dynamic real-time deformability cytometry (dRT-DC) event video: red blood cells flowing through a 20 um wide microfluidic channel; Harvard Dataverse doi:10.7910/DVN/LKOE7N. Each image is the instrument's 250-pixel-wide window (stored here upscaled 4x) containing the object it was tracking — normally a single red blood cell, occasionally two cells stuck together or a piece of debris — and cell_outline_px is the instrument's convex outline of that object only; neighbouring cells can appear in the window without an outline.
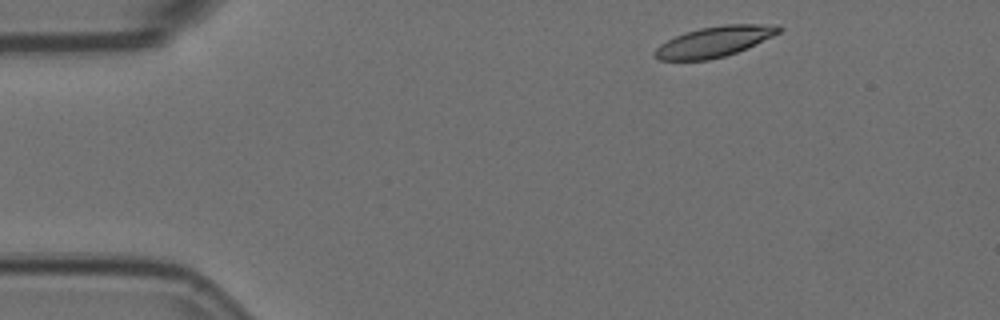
{"species": "Egyptian fruit bat (a non-hibernating species)", "species_latin": "Rousettus aegyptiacus", "temperature_condition": "room temperature", "stored_images_in_passage": 12, "camera_frame_rate_fps": 3000, "um_per_image_px": 0.085, "animal": {"sex": "female"}, "frame": {"image": 1, "passage_image": 1, "time_ms": 0.0, "image_size_px": [1000, 320], "cell_outline_px": [[784, 28], [780, 32], [772, 36], [736, 52], [724, 56], [708, 60], [660, 60], [652, 52], [660, 44], [676, 36], [700, 28], [724, 24], [776, 24]], "centroid_in_image_um": [60.73, 3.53], "position_along_channel_um": 24.3, "area_um2": 21.73}}
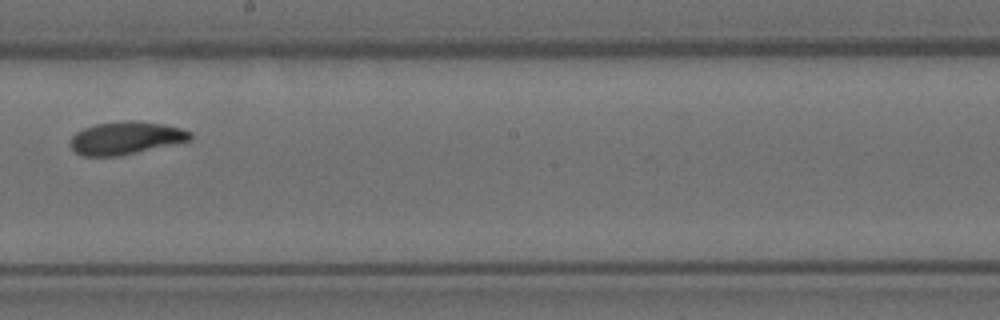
{"frame": {"image": 2, "passage_image": 7, "time_ms": 2.0, "image_size_px": [1000, 320], "cell_outline_px": [[192, 140], [120, 156], [84, 156], [76, 152], [68, 144], [72, 136], [76, 132], [84, 128], [96, 124], [128, 120], [136, 120], [164, 124], [180, 128], [192, 132]], "centroid_in_image_um": [10.7, 11.73], "position_along_channel_um": 237.5, "area_um2": 23.0}}
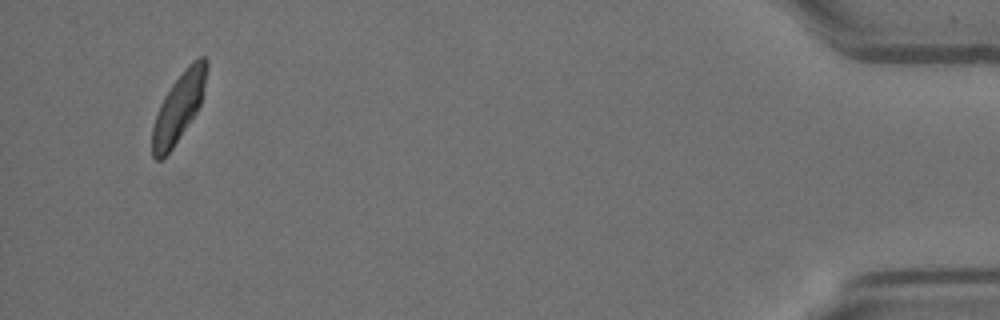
{"frame": {"image": 3, "passage_image": 12, "time_ms": 3.667, "image_size_px": [1000, 320], "cell_outline_px": [[208, 68], [204, 88], [200, 104], [196, 112], [172, 148], [160, 160], [156, 160], [152, 156], [152, 124], [160, 104], [164, 96], [172, 84], [188, 64], [192, 60], [200, 56], [204, 56], [208, 60]], "centroid_in_image_um": [15.19, 9.08], "position_along_channel_um": 420.0, "area_um2": 21.56}}